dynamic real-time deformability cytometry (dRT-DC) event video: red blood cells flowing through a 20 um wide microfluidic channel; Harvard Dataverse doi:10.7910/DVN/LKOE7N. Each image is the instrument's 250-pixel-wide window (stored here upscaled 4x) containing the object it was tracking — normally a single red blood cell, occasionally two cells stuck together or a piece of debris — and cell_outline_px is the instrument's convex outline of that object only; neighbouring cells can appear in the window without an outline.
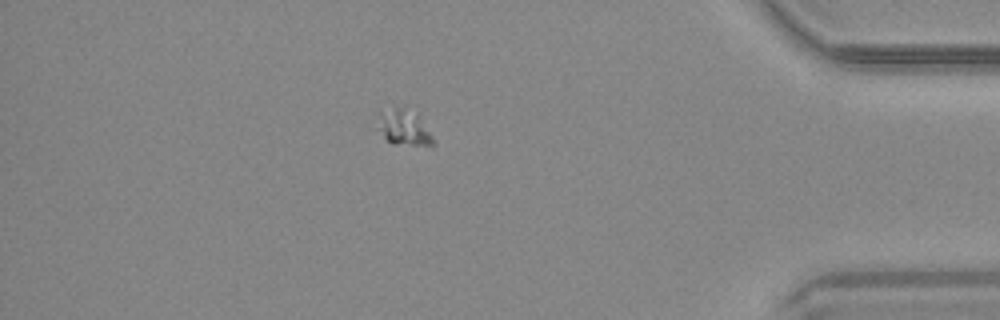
{"species": "common noctule bat (a hibernating species)", "species_latin": "Nyctalus noctula", "temperature_condition": "warm", "stored_images_in_passage": 39, "camera_frame_rate_fps": 3000, "um_per_image_px": 0.085, "animal": {"sex": "male", "body_mass_g": 20.4}, "frame": {"image": 1, "passage_image": 34, "time_ms": 11.0, "image_size_px": [1000, 320], "cell_outline_px": [[436, 144], [432, 148], [392, 144], [376, 128], [380, 112], [396, 108], [400, 108], [416, 116], [432, 136]], "centroid_in_image_um": [34.34, 10.97], "position_along_channel_um": 400.9, "area_um2": 11.27}}